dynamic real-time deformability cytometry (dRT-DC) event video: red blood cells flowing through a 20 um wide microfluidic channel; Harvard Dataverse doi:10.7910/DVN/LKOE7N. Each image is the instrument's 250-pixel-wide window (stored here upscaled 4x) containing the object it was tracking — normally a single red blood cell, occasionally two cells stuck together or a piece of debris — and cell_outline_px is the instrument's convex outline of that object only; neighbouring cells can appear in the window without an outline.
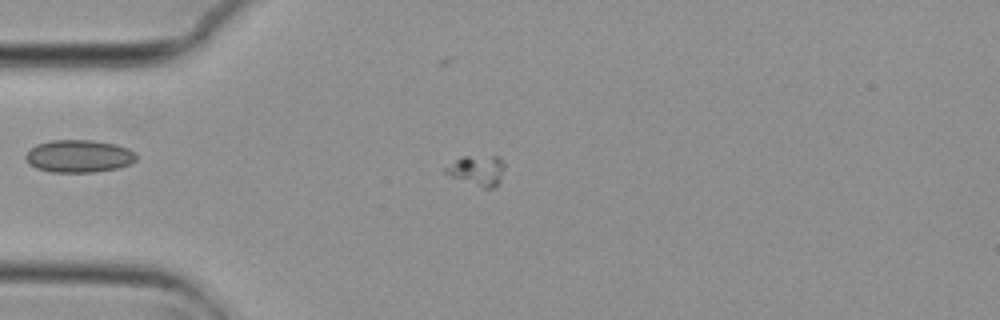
{"species": "common noctule bat (a hibernating species)", "species_latin": "Nyctalus noctula", "temperature_condition": "cold", "stored_images_in_passage": 56, "camera_frame_rate_fps": 3000, "um_per_image_px": 0.085, "animal": {"sex": "female", "body_mass_g": 29.2, "forearm_length_mm": 56.3}, "frame": {"image": 1, "passage_image": 15, "time_ms": 4.667, "image_size_px": [1000, 320], "cell_outline_px": [[504, 168], [500, 180], [492, 188], [480, 188], [448, 176], [444, 172], [444, 168], [460, 156], [500, 156], [504, 160]], "centroid_in_image_um": [40.54, 14.48], "position_along_channel_um": 44.5, "area_um2": 10.69}}